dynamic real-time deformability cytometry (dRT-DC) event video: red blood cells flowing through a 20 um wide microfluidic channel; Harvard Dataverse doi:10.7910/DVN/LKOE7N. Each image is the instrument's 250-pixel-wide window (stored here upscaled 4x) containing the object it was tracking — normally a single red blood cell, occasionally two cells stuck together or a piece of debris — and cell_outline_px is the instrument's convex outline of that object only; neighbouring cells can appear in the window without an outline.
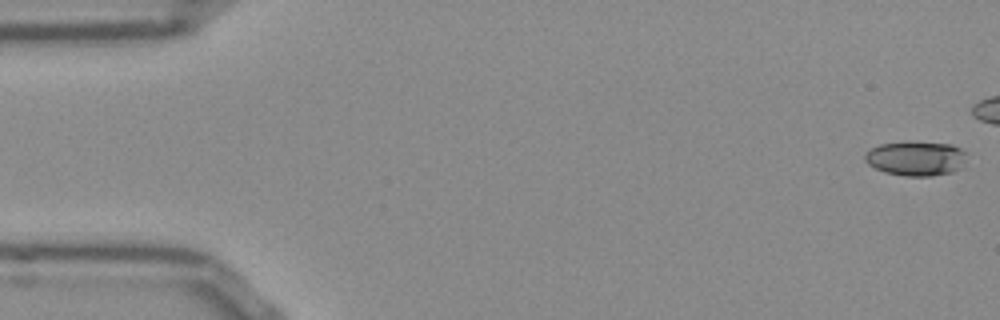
{"species": "Egyptian fruit bat (a non-hibernating species)", "species_latin": "Rousettus aegyptiacus", "temperature_condition": "room temperature", "stored_images_in_passage": 42, "camera_frame_rate_fps": 3000, "um_per_image_px": 0.085, "frame": {"image": 1, "passage_image": 1, "time_ms": 0.0, "image_size_px": [1000, 320], "cell_outline_px": [[964, 152], [960, 168], [952, 172], [932, 176], [908, 176], [884, 172], [868, 164], [864, 160], [864, 156], [872, 148], [880, 144], [908, 140], [952, 144], [960, 148]], "centroid_in_image_um": [77.81, 13.44], "position_along_channel_um": 7.2, "area_um2": 20.52}}
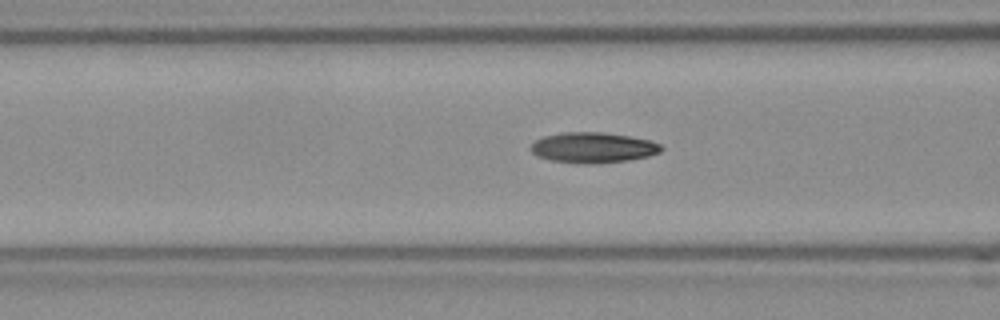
{"frame": {"image": 2, "passage_image": 20, "time_ms": 6.333, "image_size_px": [1000, 320], "cell_outline_px": [[664, 148], [660, 152], [648, 156], [628, 160], [588, 164], [576, 164], [552, 160], [536, 156], [528, 148], [536, 140], [544, 136], [560, 132], [604, 132], [628, 136], [648, 140], [660, 144]], "centroid_in_image_um": [50.37, 12.55], "position_along_channel_um": 116.2, "area_um2": 23.24}}
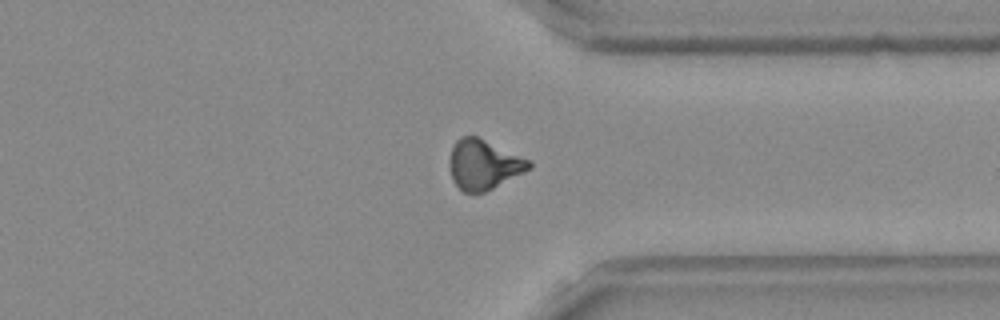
{"frame": {"image": 3, "passage_image": 40, "time_ms": 13.0, "image_size_px": [1000, 320], "cell_outline_px": [[532, 168], [484, 192], [464, 192], [452, 180], [448, 164], [448, 160], [452, 144], [460, 136], [476, 136], [532, 160]], "centroid_in_image_um": [41.09, 13.96], "position_along_channel_um": 370.3, "area_um2": 23.18}}